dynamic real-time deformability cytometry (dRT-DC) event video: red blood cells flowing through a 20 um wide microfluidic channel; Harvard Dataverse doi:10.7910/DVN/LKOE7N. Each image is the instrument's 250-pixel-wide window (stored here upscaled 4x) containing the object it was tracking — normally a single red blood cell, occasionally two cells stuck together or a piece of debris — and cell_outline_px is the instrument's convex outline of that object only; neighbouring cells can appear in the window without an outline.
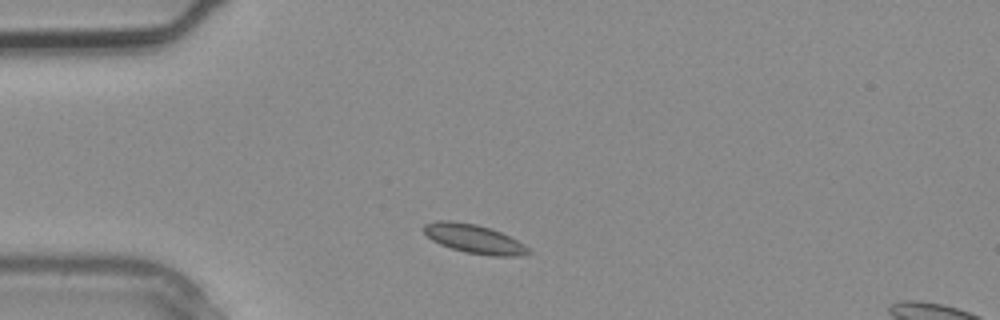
{"species": "common noctule bat (a hibernating species)", "species_latin": "Nyctalus noctula", "temperature_condition": "warm", "stored_images_in_passage": 2, "segment_of_instrument_passage": [1, 2], "camera_frame_rate_fps": 3000, "um_per_image_px": 0.085, "animal": {"sex": "male", "body_mass_g": 20.4}, "frame": {"image": 1, "passage_image": 1, "time_ms": 0.0, "image_size_px": [1000, 320], "cell_outline_px": [[532, 252], [516, 256], [492, 256], [464, 252], [440, 244], [432, 240], [424, 232], [424, 224], [436, 220], [452, 220], [476, 224], [492, 228], [524, 244]], "centroid_in_image_um": [40.28, 20.29], "position_along_channel_um": 44.7, "area_um2": 17.57}}